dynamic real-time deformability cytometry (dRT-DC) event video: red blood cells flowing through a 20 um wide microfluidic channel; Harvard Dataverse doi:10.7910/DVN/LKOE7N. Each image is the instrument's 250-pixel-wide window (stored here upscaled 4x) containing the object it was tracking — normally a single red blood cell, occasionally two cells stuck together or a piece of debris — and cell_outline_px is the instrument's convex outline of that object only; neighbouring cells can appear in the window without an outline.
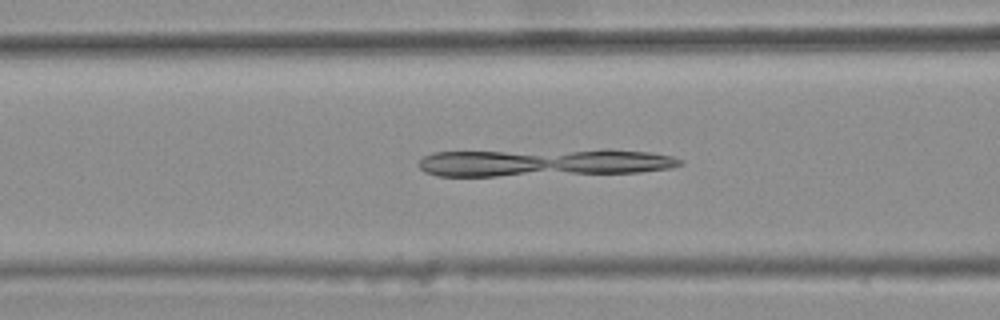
{"species": "common noctule bat (a hibernating species)", "species_latin": "Nyctalus noctula", "temperature_condition": "warm", "stored_images_in_passage": 45, "camera_frame_rate_fps": 3000, "um_per_image_px": 0.085, "animal": {"sex": "female", "body_mass_g": 25.1}, "frame": {"image": 1, "passage_image": 20, "time_ms": 6.333, "image_size_px": [1000, 320], "cell_outline_px": [[684, 164], [672, 168], [640, 172], [496, 176], [436, 176], [424, 172], [420, 168], [420, 160], [424, 156], [436, 152], [600, 148], [608, 148], [652, 152], [672, 156], [684, 160]], "centroid_in_image_um": [46.31, 13.79], "position_along_channel_um": 120.3, "area_um2": 43.18}}
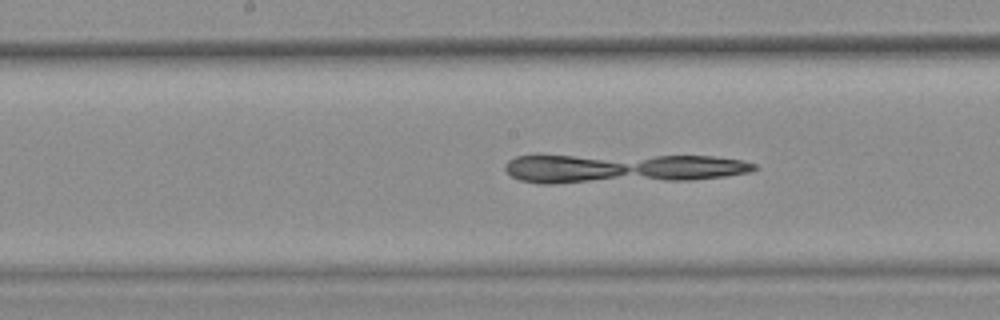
{"frame": {"image": 2, "passage_image": 26, "time_ms": 8.333, "image_size_px": [1000, 320], "cell_outline_px": [[756, 168], [748, 172], [724, 176], [692, 180], [556, 184], [540, 184], [520, 180], [512, 176], [504, 168], [504, 164], [508, 160], [516, 156], [536, 152], [716, 156], [744, 160], [756, 164]], "centroid_in_image_um": [52.69, 14.26], "position_along_channel_um": 195.5, "area_um2": 45.43}}